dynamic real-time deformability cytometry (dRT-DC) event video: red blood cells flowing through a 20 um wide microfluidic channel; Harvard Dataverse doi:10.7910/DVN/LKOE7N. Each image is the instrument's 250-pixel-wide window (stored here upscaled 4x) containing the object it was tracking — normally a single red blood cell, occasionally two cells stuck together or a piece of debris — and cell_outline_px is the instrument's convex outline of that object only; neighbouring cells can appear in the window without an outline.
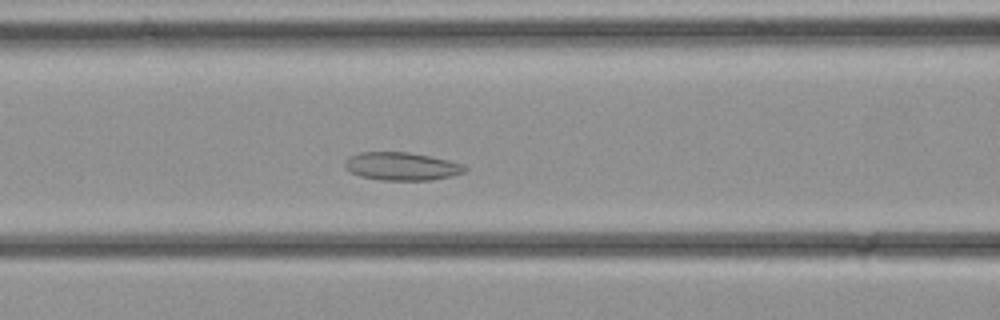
{"species": "common noctule bat (a hibernating species)", "species_latin": "Nyctalus noctula", "temperature_condition": "cold", "stored_images_in_passage": 34, "camera_frame_rate_fps": 3000, "um_per_image_px": 0.085, "animal": {"sex": "female", "body_mass_g": 21.9}, "frame": {"image": 1, "passage_image": 13, "time_ms": 4.0, "image_size_px": [1000, 320], "cell_outline_px": [[468, 168], [464, 172], [452, 176], [432, 180], [380, 180], [360, 176], [344, 168], [344, 164], [348, 156], [360, 152], [408, 152], [448, 160], [460, 164]], "centroid_in_image_um": [34.11, 14.14], "position_along_channel_um": 132.5, "area_um2": 19.54}}
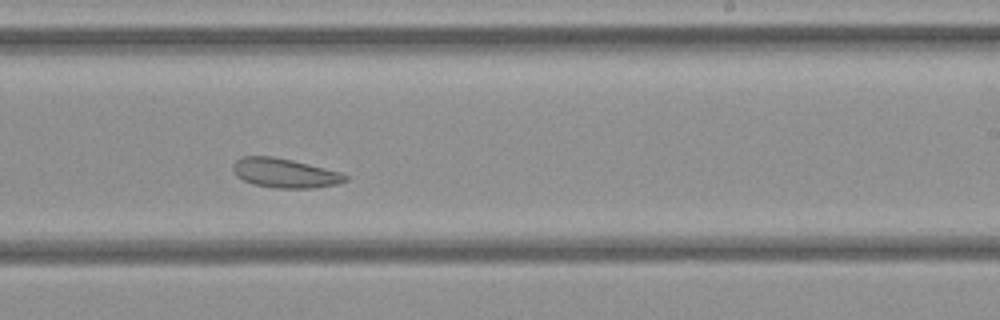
{"frame": {"image": 2, "passage_image": 20, "time_ms": 6.333, "image_size_px": [1000, 320], "cell_outline_px": [[348, 180], [340, 184], [316, 188], [276, 188], [252, 184], [236, 176], [232, 168], [232, 164], [240, 156], [272, 156], [292, 160], [340, 172], [348, 176]], "centroid_in_image_um": [24.2, 14.71], "position_along_channel_um": 264.8, "area_um2": 19.36}}
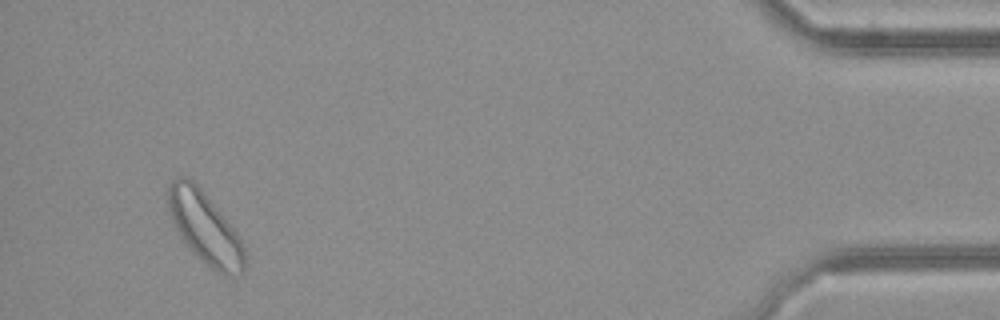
{"frame": {"image": 3, "passage_image": 32, "time_ms": 10.333, "image_size_px": [1000, 320], "cell_outline_px": [[244, 272], [240, 276], [228, 276], [216, 272], [180, 236], [172, 220], [164, 192], [168, 184], [172, 180], [180, 176], [184, 176], [192, 180], [204, 192], [236, 232], [244, 248]], "centroid_in_image_um": [17.39, 19.32], "position_along_channel_um": 417.8, "area_um2": 31.39}}